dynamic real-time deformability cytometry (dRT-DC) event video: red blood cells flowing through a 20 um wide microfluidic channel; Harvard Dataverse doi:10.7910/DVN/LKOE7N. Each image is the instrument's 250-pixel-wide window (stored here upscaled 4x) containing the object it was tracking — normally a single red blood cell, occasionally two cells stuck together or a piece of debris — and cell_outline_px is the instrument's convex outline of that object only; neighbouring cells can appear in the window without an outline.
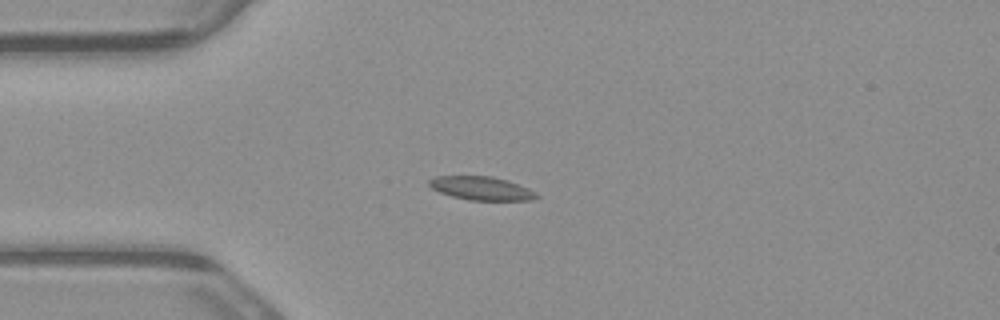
{"species": "common noctule bat (a hibernating species)", "species_latin": "Nyctalus noctula", "temperature_condition": "warm", "stored_images_in_passage": 2, "camera_frame_rate_fps": 3000, "um_per_image_px": 0.085, "animal": {"sex": "male", "body_mass_g": 23.1, "forearm_length_mm": 52.7}, "frame": {"image": 1, "passage_image": 2, "time_ms": 0.333, "image_size_px": [1000, 320], "cell_outline_px": [[540, 196], [532, 200], [468, 200], [452, 196], [440, 192], [432, 188], [428, 184], [428, 180], [436, 176], [492, 176], [508, 180], [528, 188], [536, 192]], "centroid_in_image_um": [40.93, 16.0], "position_along_channel_um": 44.1, "area_um2": 14.74}}